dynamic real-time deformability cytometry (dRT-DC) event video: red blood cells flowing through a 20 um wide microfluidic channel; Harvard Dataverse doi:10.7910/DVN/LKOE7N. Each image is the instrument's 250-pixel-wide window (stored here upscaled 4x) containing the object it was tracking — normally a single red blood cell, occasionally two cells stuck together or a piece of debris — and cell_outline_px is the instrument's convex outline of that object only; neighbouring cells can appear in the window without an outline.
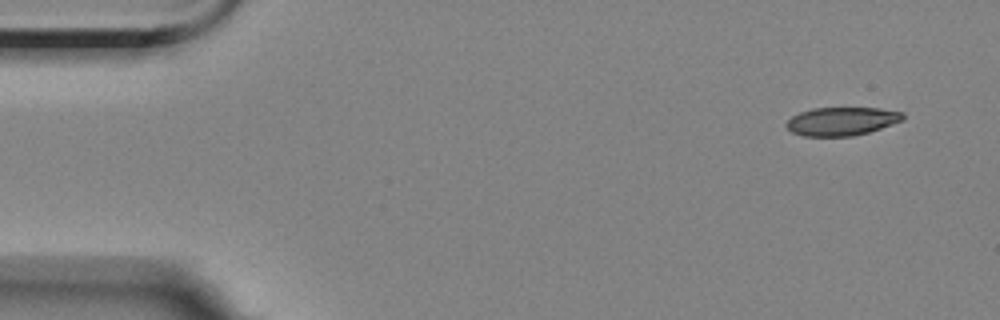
{"species": "Egyptian fruit bat (a non-hibernating species)", "species_latin": "Rousettus aegyptiacus", "temperature_condition": "room temperature", "stored_images_in_passage": 5, "camera_frame_rate_fps": 3000, "um_per_image_px": 0.085, "animal": {"sex": "female"}, "frame": {"image": 1, "passage_image": 1, "time_ms": 0.0, "image_size_px": [1000, 320], "cell_outline_px": [[904, 120], [868, 132], [852, 136], [804, 136], [792, 132], [784, 124], [792, 116], [800, 112], [812, 108], [880, 108], [904, 112]], "centroid_in_image_um": [71.55, 10.3], "position_along_channel_um": 13.5, "area_um2": 19.25}}
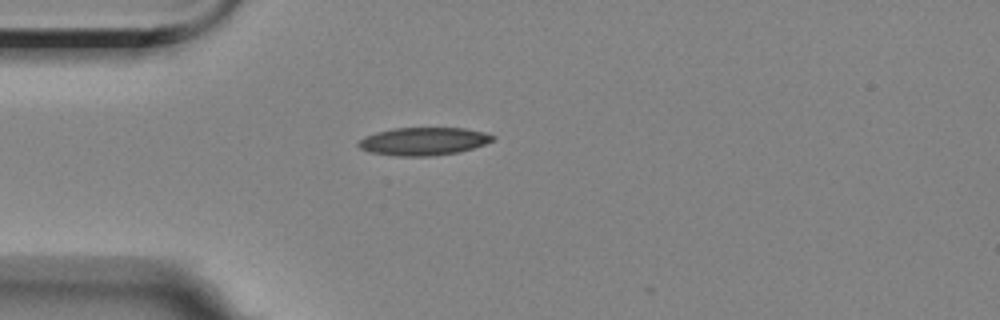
{"frame": {"image": 2, "passage_image": 4, "time_ms": 3.667, "image_size_px": [1000, 320], "cell_outline_px": [[496, 136], [492, 140], [484, 144], [460, 152], [432, 156], [396, 156], [368, 152], [360, 148], [356, 144], [364, 136], [376, 132], [392, 128], [464, 128], [484, 132]], "centroid_in_image_um": [35.96, 12.01], "position_along_channel_um": 49.0, "area_um2": 21.91}}